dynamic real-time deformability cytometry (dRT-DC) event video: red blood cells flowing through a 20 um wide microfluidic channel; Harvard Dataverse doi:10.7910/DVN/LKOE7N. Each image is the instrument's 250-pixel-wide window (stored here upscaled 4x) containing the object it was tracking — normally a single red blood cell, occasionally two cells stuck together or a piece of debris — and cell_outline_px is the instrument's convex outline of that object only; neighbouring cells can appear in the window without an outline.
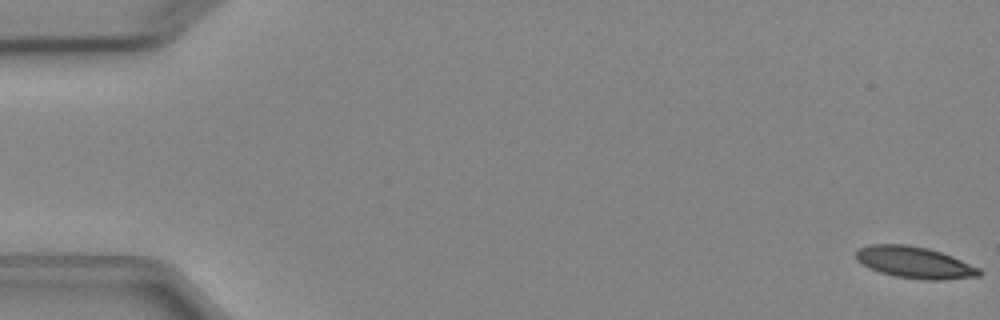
{"species": "Egyptian fruit bat (a non-hibernating species)", "species_latin": "Rousettus aegyptiacus", "temperature_condition": "cold", "stored_images_in_passage": 7, "camera_frame_rate_fps": 3000, "um_per_image_px": 0.085, "animal": {"sex": "female"}, "frame": {"image": 1, "passage_image": 1, "time_ms": 0.0, "image_size_px": [1000, 320], "cell_outline_px": [[984, 272], [980, 276], [940, 280], [924, 280], [896, 276], [880, 272], [868, 268], [856, 260], [856, 252], [860, 248], [872, 244], [904, 244], [928, 248], [952, 256], [980, 268]], "centroid_in_image_um": [77.76, 22.31], "position_along_channel_um": 7.2, "area_um2": 22.72}}
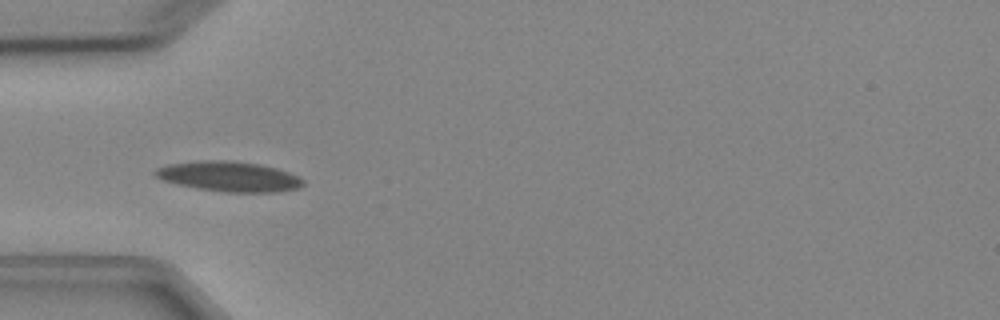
{"frame": {"image": 2, "passage_image": 5, "time_ms": 5.333, "image_size_px": [1000, 320], "cell_outline_px": [[304, 184], [296, 188], [276, 192], [224, 192], [196, 188], [176, 184], [164, 180], [156, 176], [152, 172], [156, 168], [168, 164], [200, 160], [232, 160], [260, 164], [276, 168], [288, 172], [304, 180]], "centroid_in_image_um": [19.43, 14.99], "position_along_channel_um": 65.6, "area_um2": 25.95}}